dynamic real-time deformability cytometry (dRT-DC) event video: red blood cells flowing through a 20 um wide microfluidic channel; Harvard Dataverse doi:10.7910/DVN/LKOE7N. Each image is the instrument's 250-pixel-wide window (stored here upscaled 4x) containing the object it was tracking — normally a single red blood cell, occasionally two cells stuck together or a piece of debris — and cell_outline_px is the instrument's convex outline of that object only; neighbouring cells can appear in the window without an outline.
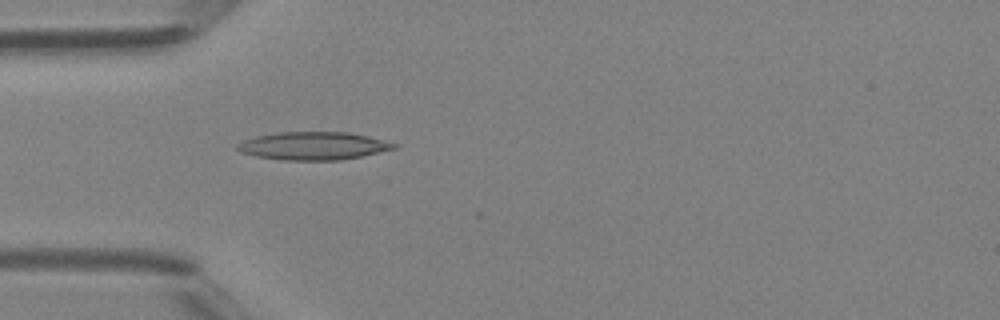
{"species": "Egyptian fruit bat (a non-hibernating species)", "species_latin": "Rousettus aegyptiacus", "temperature_condition": "room temperature", "stored_images_in_passage": 11, "camera_frame_rate_fps": 3000, "um_per_image_px": 0.085, "animal": {"sex": "female"}, "frame": {"image": 1, "passage_image": 1, "time_ms": 0.0, "image_size_px": [1000, 320], "cell_outline_px": [[396, 148], [360, 156], [340, 160], [280, 160], [256, 156], [240, 152], [236, 148], [236, 144], [244, 140], [256, 136], [276, 132], [348, 132], [368, 136], [384, 140], [396, 144]], "centroid_in_image_um": [26.58, 12.39], "position_along_channel_um": 58.4, "area_um2": 25.43}}
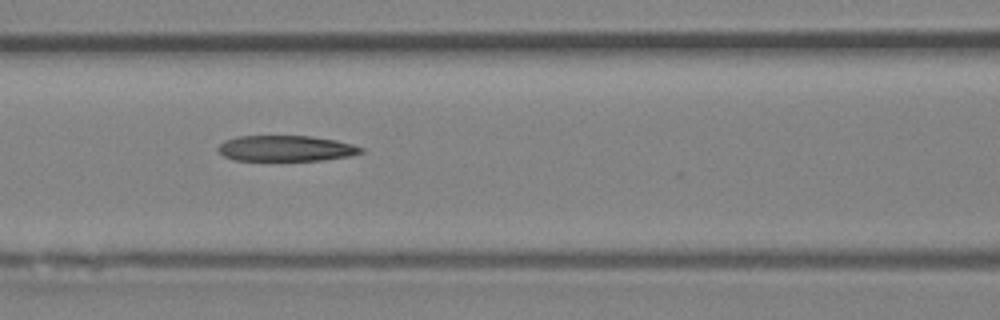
{"frame": {"image": 2, "passage_image": 7, "time_ms": 2.0, "image_size_px": [1000, 320], "cell_outline_px": [[364, 152], [348, 156], [320, 160], [236, 160], [224, 156], [216, 148], [224, 140], [236, 136], [308, 136], [336, 140], [352, 144], [364, 148]], "centroid_in_image_um": [24.29, 12.6], "position_along_channel_um": 142.3, "area_um2": 21.33}}
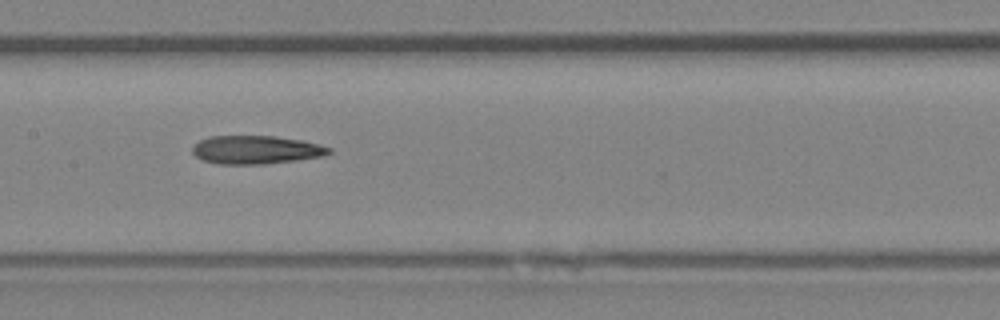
{"frame": {"image": 3, "passage_image": 10, "time_ms": 3.0, "image_size_px": [1000, 320], "cell_outline_px": [[332, 152], [324, 156], [296, 160], [264, 164], [216, 164], [204, 160], [196, 156], [192, 152], [192, 148], [200, 140], [208, 136], [276, 136], [300, 140], [332, 148]], "centroid_in_image_um": [21.76, 12.73], "position_along_channel_um": 185.6, "area_um2": 22.48}}